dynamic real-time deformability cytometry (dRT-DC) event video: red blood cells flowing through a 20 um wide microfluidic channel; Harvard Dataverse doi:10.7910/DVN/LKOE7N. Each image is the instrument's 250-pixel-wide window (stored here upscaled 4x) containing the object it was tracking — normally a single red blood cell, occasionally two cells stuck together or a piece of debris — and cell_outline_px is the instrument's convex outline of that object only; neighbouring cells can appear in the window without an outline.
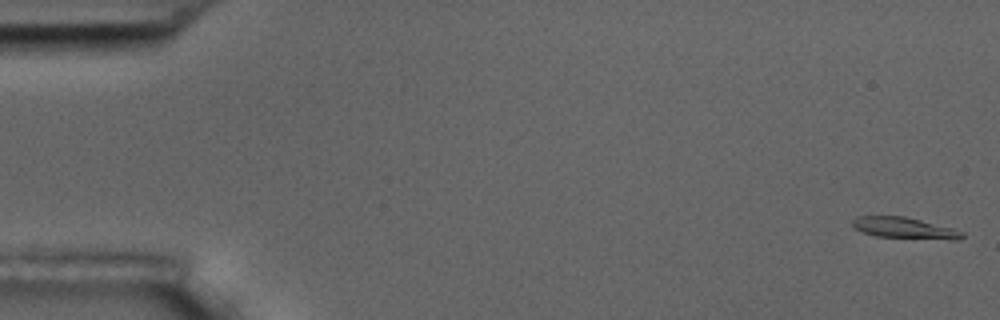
{"species": "common noctule bat (a hibernating species)", "species_latin": "Nyctalus noctula", "temperature_condition": "room temperature", "stored_images_in_passage": 6, "camera_frame_rate_fps": 3000, "um_per_image_px": 0.085, "animal": {"sex": "male", "body_mass_g": 17.5, "forearm_length_mm": 52.3}, "frame": {"image": 1, "passage_image": 1, "time_ms": 0.0, "image_size_px": [1000, 320], "cell_outline_px": [[964, 236], [960, 240], [952, 240], [876, 236], [864, 232], [856, 228], [852, 224], [852, 220], [856, 216], [904, 216], [952, 228], [964, 232]], "centroid_in_image_um": [76.91, 19.38], "position_along_channel_um": 8.1, "area_um2": 13.41}}
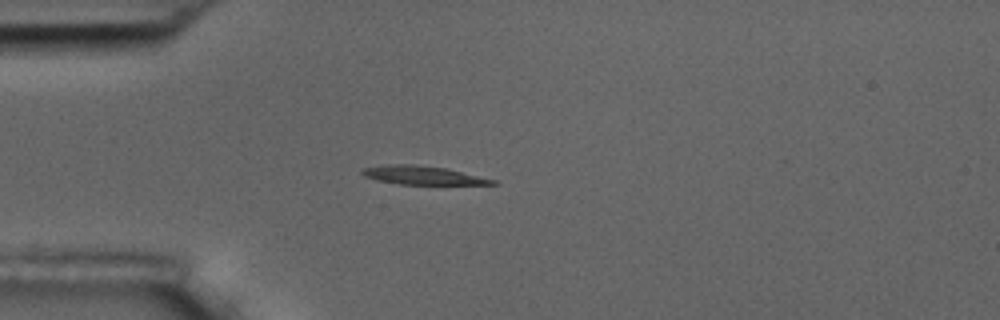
{"frame": {"image": 2, "passage_image": 5, "time_ms": 4.667, "image_size_px": [1000, 320], "cell_outline_px": [[500, 184], [400, 184], [376, 180], [364, 176], [360, 172], [360, 168], [388, 164], [416, 164], [448, 168], [496, 180]], "centroid_in_image_um": [35.9, 14.88], "position_along_channel_um": 49.1, "area_um2": 14.22}}